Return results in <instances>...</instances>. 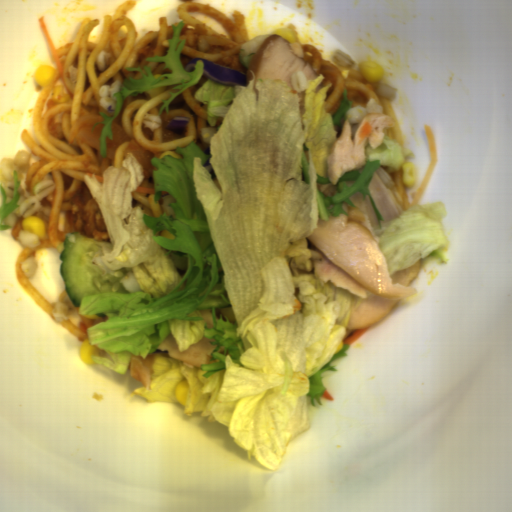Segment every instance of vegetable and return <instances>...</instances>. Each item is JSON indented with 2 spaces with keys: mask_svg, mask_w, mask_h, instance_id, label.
<instances>
[{
  "mask_svg": "<svg viewBox=\"0 0 512 512\" xmlns=\"http://www.w3.org/2000/svg\"><path fill=\"white\" fill-rule=\"evenodd\" d=\"M13 194L9 202L7 198L6 191L3 187V185L0 183V191L2 195V203L0 206V232L5 231L6 229H13L12 226L9 224H2L3 221L16 209L20 207L21 204H17L20 199V192L18 191V188L21 185V179L18 178V171L17 169H13Z\"/></svg>",
  "mask_w": 512,
  "mask_h": 512,
  "instance_id": "f7b5029e",
  "label": "vegetable"
},
{
  "mask_svg": "<svg viewBox=\"0 0 512 512\" xmlns=\"http://www.w3.org/2000/svg\"><path fill=\"white\" fill-rule=\"evenodd\" d=\"M319 74L298 93L280 78L251 79L246 86L210 78L193 93L206 105L210 127L175 149L183 158L152 157L153 201L162 191L175 213L148 216L132 207L145 168L126 151L122 168L108 166L102 182L83 180L104 221L110 243L95 241L92 260L107 272L126 268L119 279L128 293L84 296L78 315L107 316L86 328L92 360L128 373L131 356L154 353L149 388L137 386L146 405L179 403L175 390L186 380L183 415L200 413L227 427L234 443L263 467L276 471L292 439L309 430L326 388L324 372L349 356L347 327L363 298L321 283L312 271L313 236L320 219L349 216L344 203L356 193L369 197L378 247L391 275L420 260L447 264L450 242L442 219L445 203H417L385 221L369 190L373 174H392L415 153L384 135L365 147L366 164L332 185L326 169L354 101L343 98L327 112L329 82ZM357 208V207H356ZM302 309L294 315V299ZM178 352L203 337L216 346L214 363L188 367L184 360L155 353L169 336Z\"/></svg>",
  "mask_w": 512,
  "mask_h": 512,
  "instance_id": "add77e79",
  "label": "vegetable"
},
{
  "mask_svg": "<svg viewBox=\"0 0 512 512\" xmlns=\"http://www.w3.org/2000/svg\"><path fill=\"white\" fill-rule=\"evenodd\" d=\"M173 30L171 39H167L169 48L165 56L146 57L144 60L148 62L165 63L163 69L171 70V73H162L157 78L154 77L151 66L143 65L137 67H123L129 72H139L140 79H133L130 75L128 79H123L121 88L116 93H112V97H116L114 106V113L112 117L107 116L103 111L97 112L103 121L95 123L92 127L91 134L97 125H104L99 135V146L101 158H107V139L113 141L112 124L118 117L123 109L124 100L127 97L138 96L148 90L177 85L172 90H179L178 92H168L170 99H164L162 106L159 109V117L163 114L164 110L168 116L169 106L171 102L186 89L195 86L199 83L204 74V62L198 60L194 71H186L181 60V52L186 45V39H180L181 31L184 27V20L178 22L177 26L171 24ZM162 69V70H163ZM144 70V71H143Z\"/></svg>",
  "mask_w": 512,
  "mask_h": 512,
  "instance_id": "ea0f7189",
  "label": "vegetable"
}]
</instances>
